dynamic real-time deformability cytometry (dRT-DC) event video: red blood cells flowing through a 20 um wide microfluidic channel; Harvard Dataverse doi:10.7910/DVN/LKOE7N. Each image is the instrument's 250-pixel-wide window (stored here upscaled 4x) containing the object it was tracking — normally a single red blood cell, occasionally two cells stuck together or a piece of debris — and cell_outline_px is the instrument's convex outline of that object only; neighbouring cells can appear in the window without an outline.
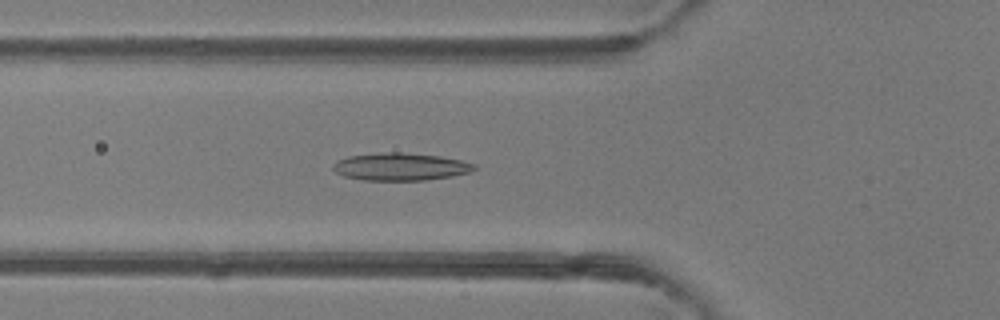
{"species": "common noctule bat (a hibernating species)", "species_latin": "Nyctalus noctula", "temperature_condition": "room temperature", "stored_images_in_passage": 50, "camera_frame_rate_fps": 3000, "um_per_image_px": 0.085, "animal": {"sex": "female"}, "frame": {"image": 1, "passage_image": 18, "time_ms": 5.667, "image_size_px": [1000, 320], "cell_outline_px": [[476, 168], [468, 172], [452, 176], [424, 180], [364, 180], [344, 176], [336, 172], [332, 168], [332, 164], [336, 160], [348, 156], [388, 152], [400, 152], [440, 156], [460, 160], [476, 164]], "centroid_in_image_um": [34.01, 14.17], "position_along_channel_um": 91.8, "area_um2": 22.54}}
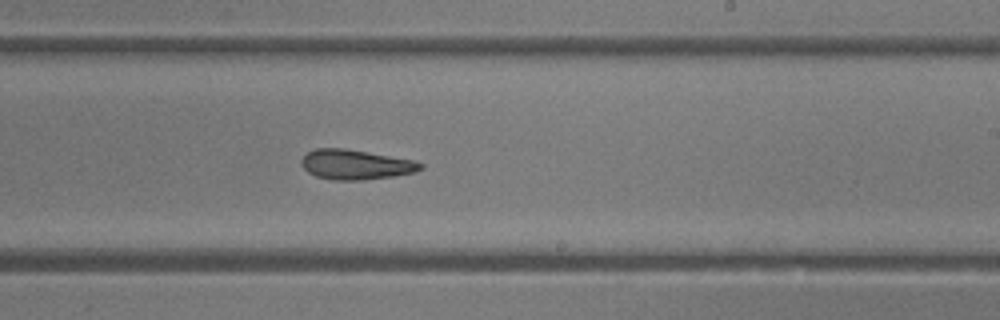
{"frame": {"image": 2, "passage_image": 30, "time_ms": 9.667, "image_size_px": [1000, 320], "cell_outline_px": [[424, 168], [416, 172], [392, 176], [364, 180], [332, 180], [316, 176], [308, 172], [300, 164], [300, 160], [308, 152], [316, 148], [344, 148], [412, 160], [424, 164]], "centroid_in_image_um": [30.21, 13.99], "position_along_channel_um": 258.8, "area_um2": 20.63}}
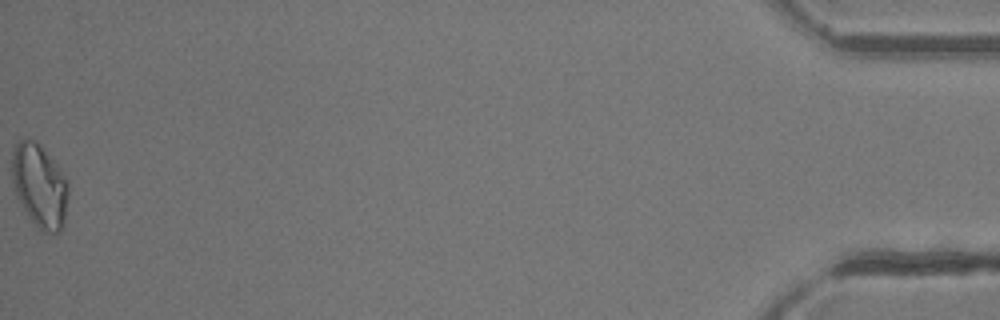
{"frame": {"image": 3, "passage_image": 50, "time_ms": 16.333, "image_size_px": [1000, 320], "cell_outline_px": [[68, 196], [64, 224], [60, 232], [44, 232], [32, 220], [16, 196], [12, 184], [12, 152], [16, 144], [20, 140], [36, 140], [56, 164], [68, 180]], "centroid_in_image_um": [3.37, 15.78], "position_along_channel_um": 431.8, "area_um2": 27.17}, "authors_computed_cell_mechanics": {"area_um2": 22.1085, "velocity_mm_per_s": 4.1601, "shape_relaxation_time_tau1_ms": 7.2592, "shape_relaxation_time_tau2_ms": 3.7399, "deformation_change_tau1": 0.16, "deformation_change_tau2": 0.1227}}